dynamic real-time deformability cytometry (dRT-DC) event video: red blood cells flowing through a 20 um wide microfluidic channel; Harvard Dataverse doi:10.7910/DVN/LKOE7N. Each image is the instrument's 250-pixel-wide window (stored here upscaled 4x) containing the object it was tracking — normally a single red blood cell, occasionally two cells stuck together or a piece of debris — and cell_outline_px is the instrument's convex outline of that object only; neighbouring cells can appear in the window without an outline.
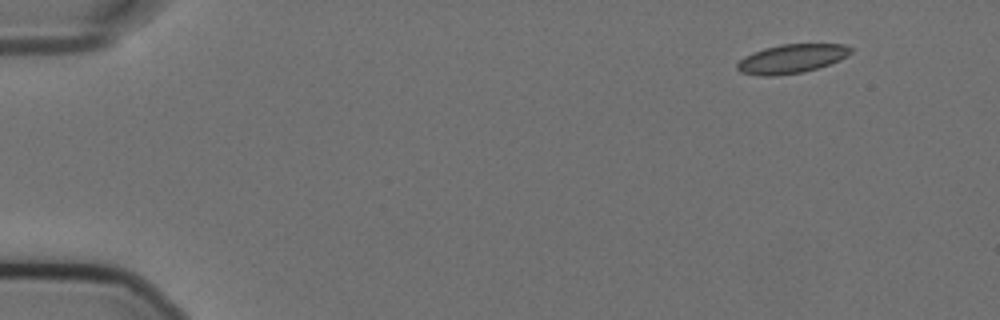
{"species": "Egyptian fruit bat (a non-hibernating species)", "species_latin": "Rousettus aegyptiacus", "temperature_condition": "cold", "stored_images_in_passage": 53, "camera_frame_rate_fps": 3000, "um_per_image_px": 0.085, "animal": {"sex": "female"}, "frame": {"image": 1, "passage_image": 1, "time_ms": 0.0, "image_size_px": [1000, 320], "cell_outline_px": [[852, 52], [848, 56], [840, 60], [804, 72], [772, 76], [760, 76], [740, 72], [736, 68], [736, 64], [744, 56], [752, 52], [764, 48], [780, 44], [844, 44], [852, 48]], "centroid_in_image_um": [67.27, 4.99], "position_along_channel_um": 17.7, "area_um2": 19.25}}
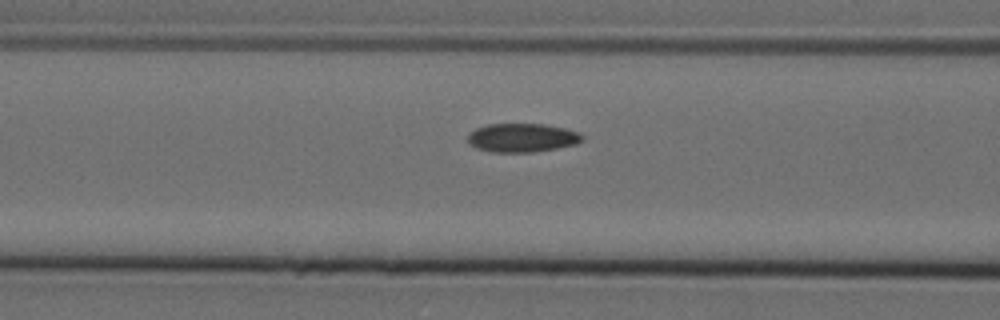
{"frame": {"image": 2, "passage_image": 19, "time_ms": 6.0, "image_size_px": [1000, 320], "cell_outline_px": [[584, 140], [576, 144], [556, 148], [532, 152], [492, 152], [476, 148], [468, 140], [468, 136], [476, 128], [488, 124], [544, 124], [564, 128], [580, 132], [584, 136]], "centroid_in_image_um": [44.43, 11.7], "position_along_channel_um": 122.2, "area_um2": 19.07}}
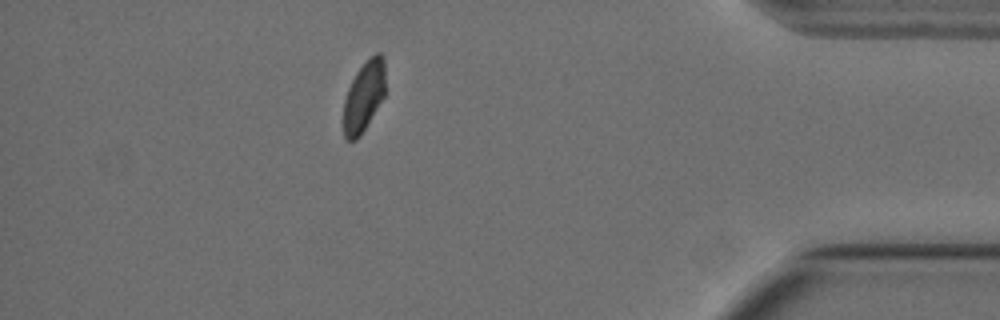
{"frame": {"image": 3, "passage_image": 46, "time_ms": 15.0, "image_size_px": [1000, 320], "cell_outline_px": [[384, 96], [360, 136], [356, 140], [348, 140], [344, 136], [344, 100], [348, 88], [356, 72], [368, 56], [376, 52], [380, 52], [384, 56]], "centroid_in_image_um": [30.93, 8.14], "position_along_channel_um": 404.3, "area_um2": 17.11}}